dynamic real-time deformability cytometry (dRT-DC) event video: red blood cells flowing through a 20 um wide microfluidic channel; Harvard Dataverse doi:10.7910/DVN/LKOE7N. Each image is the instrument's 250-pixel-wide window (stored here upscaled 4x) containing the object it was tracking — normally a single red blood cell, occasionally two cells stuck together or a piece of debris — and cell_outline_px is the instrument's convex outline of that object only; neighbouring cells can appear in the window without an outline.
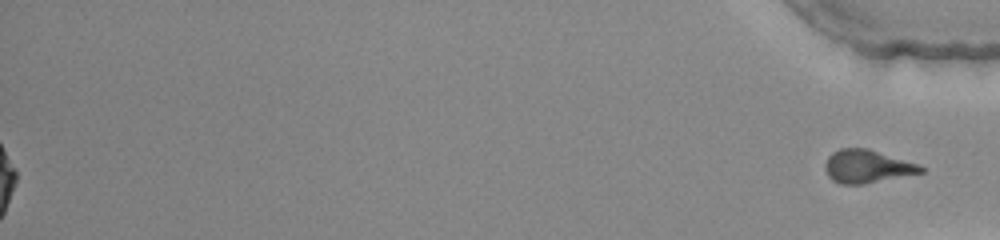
{"species": "common noctule bat (a hibernating species)", "species_latin": "Nyctalus noctula", "temperature_condition": "warm", "stored_images_in_passage": 38, "segment_of_instrument_passage": [2, 2], "camera_frame_rate_fps": 3000, "um_per_image_px": 0.085, "animal": {"sex": "female", "body_mass_g": 22.0, "forearm_length_mm": 56.7}, "frame": {"image": 1, "passage_image": 38, "time_ms": 12.333, "image_size_px": [1000, 240], "cell_outline_px": [[924, 172], [864, 184], [840, 184], [832, 180], [828, 176], [824, 168], [824, 164], [828, 156], [832, 152], [840, 148], [868, 148], [916, 164], [924, 168]], "centroid_in_image_um": [73.64, 14.15], "position_along_channel_um": 361.6, "area_um2": 18.32}}